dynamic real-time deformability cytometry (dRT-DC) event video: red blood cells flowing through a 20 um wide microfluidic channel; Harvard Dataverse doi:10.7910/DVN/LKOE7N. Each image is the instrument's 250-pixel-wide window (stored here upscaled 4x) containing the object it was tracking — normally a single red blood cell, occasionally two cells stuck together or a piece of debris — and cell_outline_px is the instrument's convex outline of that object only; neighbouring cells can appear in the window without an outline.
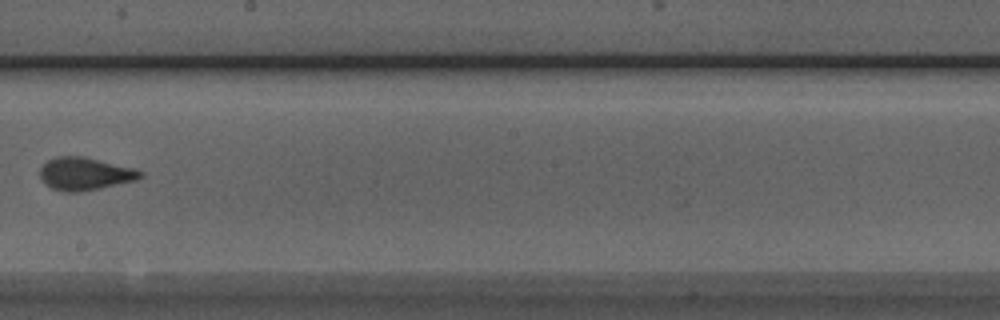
{"species": "Egyptian fruit bat (a non-hibernating species)", "species_latin": "Rousettus aegyptiacus", "temperature_condition": "room temperature", "stored_images_in_passage": 5, "camera_frame_rate_fps": 3000, "um_per_image_px": 0.085, "animal": {"sex": "male"}, "frame": {"image": 1, "passage_image": 5, "time_ms": 4.333, "image_size_px": [1000, 320], "cell_outline_px": [[144, 176], [136, 180], [100, 188], [80, 192], [64, 192], [52, 188], [40, 176], [40, 168], [48, 160], [56, 156], [84, 156], [132, 168], [144, 172]], "centroid_in_image_um": [7.23, 14.77], "position_along_channel_um": 241.0, "area_um2": 18.96}}